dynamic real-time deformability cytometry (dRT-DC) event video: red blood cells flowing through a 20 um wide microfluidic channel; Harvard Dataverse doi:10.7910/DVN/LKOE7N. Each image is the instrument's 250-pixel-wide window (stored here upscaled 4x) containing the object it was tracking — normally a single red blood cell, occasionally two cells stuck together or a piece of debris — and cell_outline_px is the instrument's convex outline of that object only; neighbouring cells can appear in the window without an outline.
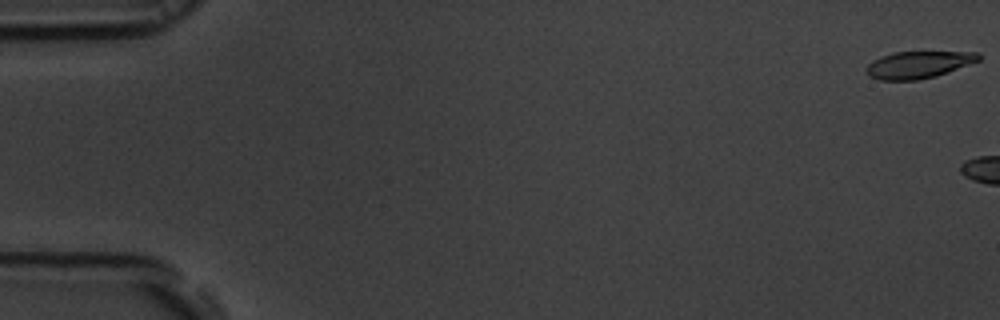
{"species": "common noctule bat (a hibernating species)", "species_latin": "Nyctalus noctula", "temperature_condition": "room temperature", "stored_images_in_passage": 5, "camera_frame_rate_fps": 3000, "um_per_image_px": 0.085, "animal": {"sex": "male", "body_mass_g": 19.5, "forearm_length_mm": 54.6}, "frame": {"image": 1, "passage_image": 1, "time_ms": 0.0, "image_size_px": [1000, 320], "cell_outline_px": [[980, 60], [936, 76], [916, 80], [880, 80], [868, 76], [868, 64], [872, 60], [880, 56], [892, 52], [980, 52]], "centroid_in_image_um": [78.05, 5.49], "position_along_channel_um": 7.0, "area_um2": 17.57}}